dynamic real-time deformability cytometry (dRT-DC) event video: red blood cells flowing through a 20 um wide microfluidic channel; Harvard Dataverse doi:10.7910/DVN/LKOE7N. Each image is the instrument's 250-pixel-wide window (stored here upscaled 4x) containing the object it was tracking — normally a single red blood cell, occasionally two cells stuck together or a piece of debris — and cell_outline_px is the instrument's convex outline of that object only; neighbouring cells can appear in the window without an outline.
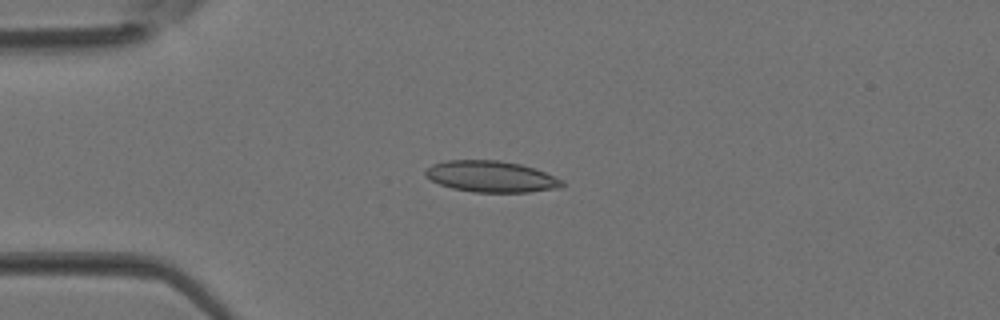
{"species": "Egyptian fruit bat (a non-hibernating species)", "species_latin": "Rousettus aegyptiacus", "temperature_condition": "room temperature", "stored_images_in_passage": 3, "camera_frame_rate_fps": 3000, "um_per_image_px": 0.085, "animal": {"sex": "female"}, "frame": {"image": 1, "passage_image": 3, "time_ms": 0.667, "image_size_px": [1000, 320], "cell_outline_px": [[564, 188], [528, 192], [472, 192], [452, 188], [440, 184], [424, 176], [424, 168], [432, 164], [444, 160], [500, 160], [520, 164], [544, 172], [564, 180]], "centroid_in_image_um": [41.73, 15.01], "position_along_channel_um": 43.3, "area_um2": 25.14}}